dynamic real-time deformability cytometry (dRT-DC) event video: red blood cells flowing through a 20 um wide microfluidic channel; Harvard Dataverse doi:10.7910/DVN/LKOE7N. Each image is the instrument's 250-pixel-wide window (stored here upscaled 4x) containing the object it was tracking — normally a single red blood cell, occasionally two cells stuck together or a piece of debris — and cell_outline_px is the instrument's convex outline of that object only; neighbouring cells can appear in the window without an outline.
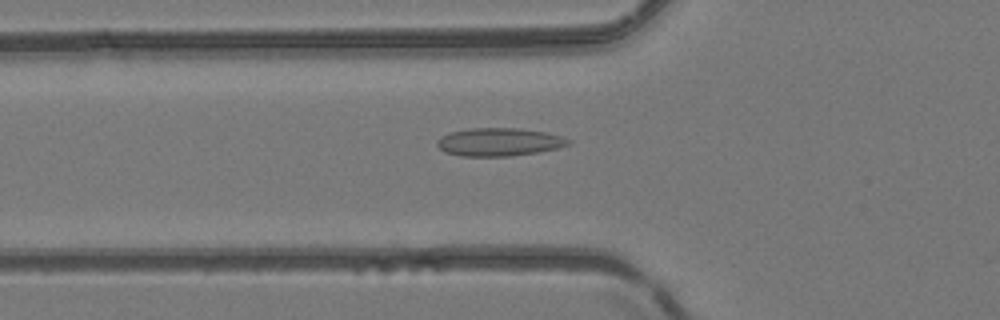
{"species": "common noctule bat (a hibernating species)", "species_latin": "Nyctalus noctula", "temperature_condition": "room temperature", "stored_images_in_passage": 39, "camera_frame_rate_fps": 3000, "um_per_image_px": 0.085, "animal": {"sex": "female", "body_mass_g": 24.6, "forearm_length_mm": 56.2}, "frame": {"image": 1, "passage_image": 13, "time_ms": 4.0, "image_size_px": [1000, 320], "cell_outline_px": [[572, 144], [556, 148], [536, 152], [512, 156], [460, 156], [444, 152], [436, 144], [436, 140], [440, 136], [448, 132], [472, 128], [520, 128], [548, 132], [572, 140]], "centroid_in_image_um": [42.41, 12.06], "position_along_channel_um": 83.4, "area_um2": 21.68}}
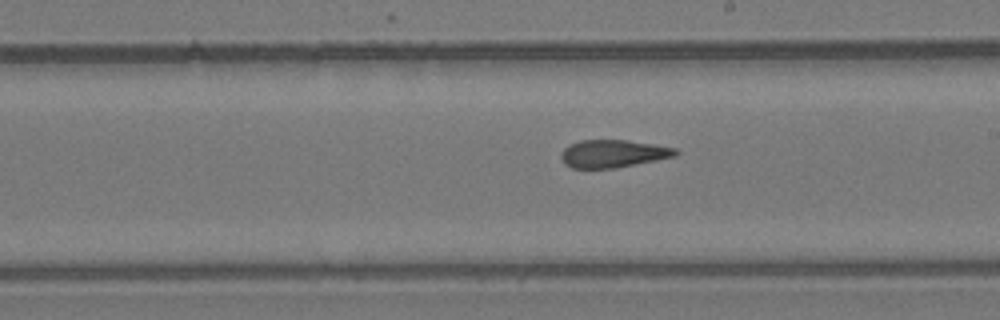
{"frame": {"image": 2, "passage_image": 24, "time_ms": 7.667, "image_size_px": [1000, 320], "cell_outline_px": [[680, 152], [676, 156], [616, 168], [572, 168], [564, 164], [560, 156], [560, 152], [568, 144], [580, 140], [624, 140], [652, 144], [676, 148]], "centroid_in_image_um": [52.08, 13.06], "position_along_channel_um": 236.9, "area_um2": 18.55}}
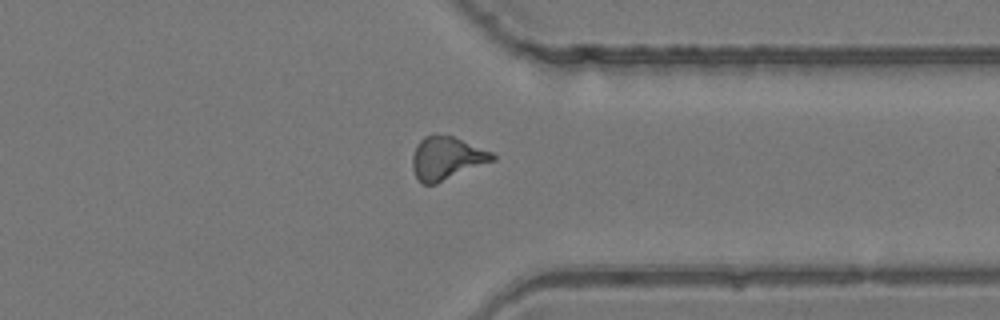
{"frame": {"image": 3, "passage_image": 34, "time_ms": 11.0, "image_size_px": [1000, 320], "cell_outline_px": [[496, 160], [436, 184], [420, 184], [412, 168], [412, 156], [416, 144], [424, 136], [436, 132], [452, 136], [492, 152], [496, 156]], "centroid_in_image_um": [37.94, 13.44], "position_along_channel_um": 373.5, "area_um2": 20.4}}